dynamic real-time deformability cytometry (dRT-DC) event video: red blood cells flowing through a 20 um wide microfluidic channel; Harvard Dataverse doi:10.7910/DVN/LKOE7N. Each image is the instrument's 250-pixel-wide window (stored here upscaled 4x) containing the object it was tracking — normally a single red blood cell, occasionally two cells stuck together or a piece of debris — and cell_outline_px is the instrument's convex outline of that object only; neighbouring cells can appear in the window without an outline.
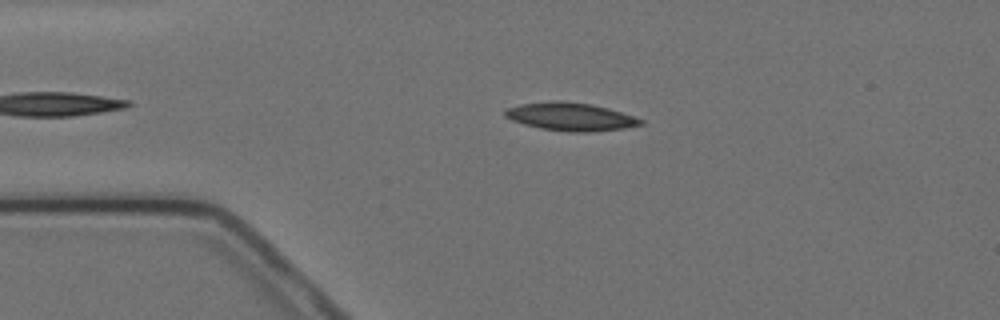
{"species": "Egyptian fruit bat (a non-hibernating species)", "species_latin": "Rousettus aegyptiacus", "temperature_condition": "cold", "stored_images_in_passage": 5, "camera_frame_rate_fps": 3000, "um_per_image_px": 0.085, "animal": {"sex": "female"}, "frame": {"image": 1, "passage_image": 4, "time_ms": 3.333, "image_size_px": [1000, 320], "cell_outline_px": [[644, 124], [624, 128], [588, 132], [568, 132], [540, 128], [524, 124], [512, 120], [504, 116], [504, 108], [520, 104], [552, 100], [560, 100], [592, 104], [608, 108], [644, 120]], "centroid_in_image_um": [48.46, 9.91], "position_along_channel_um": 36.5, "area_um2": 22.25}}